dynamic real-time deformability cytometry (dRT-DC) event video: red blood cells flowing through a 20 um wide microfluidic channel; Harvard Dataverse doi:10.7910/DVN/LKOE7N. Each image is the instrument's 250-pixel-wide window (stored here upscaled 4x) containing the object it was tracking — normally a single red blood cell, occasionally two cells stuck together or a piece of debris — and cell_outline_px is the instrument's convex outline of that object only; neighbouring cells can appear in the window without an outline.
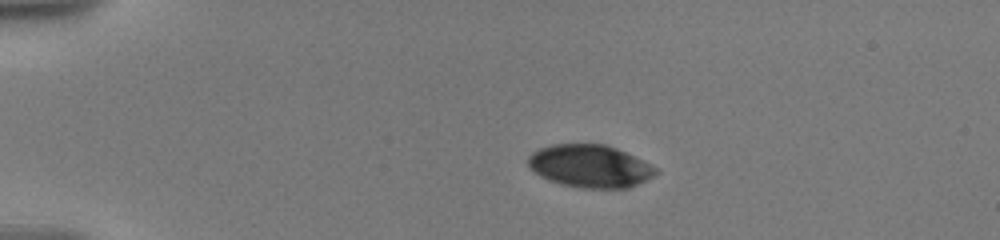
{"species": "human", "species_latin": "Homo sapiens", "temperature_condition": "warm", "stored_images_in_passage": 51, "camera_frame_rate_fps": 3000, "um_per_image_px": 0.085, "donor": {"sex": "male"}, "frame": {"image": 1, "passage_image": 1, "time_ms": 0.0, "image_size_px": [1000, 240], "cell_outline_px": [[660, 172], [628, 188], [580, 188], [560, 184], [548, 180], [540, 176], [528, 168], [528, 156], [532, 152], [540, 148], [552, 144], [604, 144], [616, 148], [656, 168]], "centroid_in_image_um": [50.08, 14.13], "position_along_channel_um": 34.9, "area_um2": 31.56}}
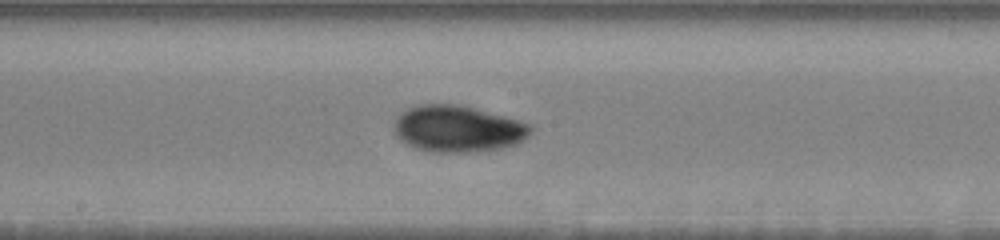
{"frame": {"image": 2, "passage_image": 22, "time_ms": 6.667, "image_size_px": [1000, 240], "cell_outline_px": [[532, 132], [524, 140], [516, 144], [500, 148], [468, 152], [436, 152], [416, 148], [400, 140], [396, 136], [392, 128], [396, 116], [400, 112], [408, 108], [420, 104], [460, 104], [504, 116], [532, 124]], "centroid_in_image_um": [38.89, 10.93], "position_along_channel_um": 209.3, "area_um2": 37.22}}
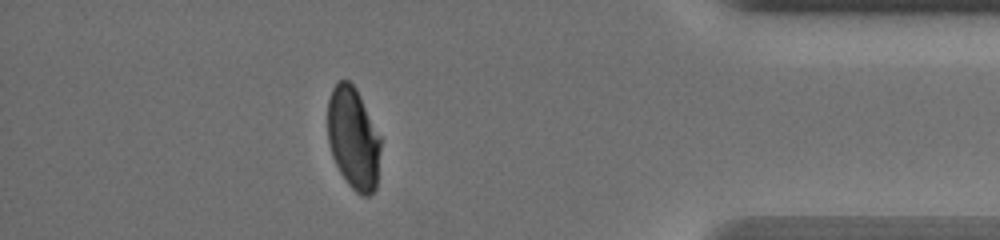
{"frame": {"image": 3, "passage_image": 43, "time_ms": 13.0, "image_size_px": [1000, 240], "cell_outline_px": [[380, 148], [376, 188], [368, 196], [364, 196], [356, 192], [348, 184], [340, 172], [332, 156], [328, 140], [328, 100], [332, 88], [340, 80], [348, 80], [356, 88], [380, 136]], "centroid_in_image_um": [30.02, 11.76], "position_along_channel_um": 405.2, "area_um2": 31.27}, "authors_computed_cell_mechanics": {"area_um2": 34.5066, "velocity_mm_per_s": 3.5727, "shape_relaxation_time_tau1_ms": 5.2835, "shape_relaxation_time_tau2_ms": 1.9866, "deformation_change_tau1": 0.1432, "deformation_change_tau2": 0.0456}}